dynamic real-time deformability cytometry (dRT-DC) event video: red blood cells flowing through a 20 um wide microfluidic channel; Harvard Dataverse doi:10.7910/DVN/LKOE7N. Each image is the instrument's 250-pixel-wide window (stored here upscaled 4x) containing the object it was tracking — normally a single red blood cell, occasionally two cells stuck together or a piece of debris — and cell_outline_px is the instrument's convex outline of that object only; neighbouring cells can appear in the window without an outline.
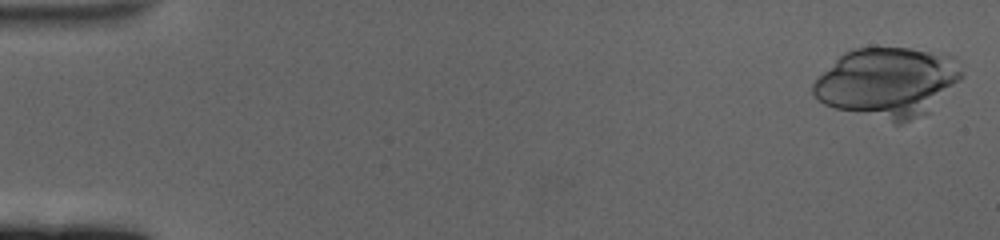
{"species": "human", "species_latin": "Homo sapiens", "temperature_condition": "cold", "stored_images_in_passage": 21, "camera_frame_rate_fps": 3000, "um_per_image_px": 0.085, "donor": {"sex": "female"}, "frame": {"image": 1, "passage_image": 2, "time_ms": 0.333, "image_size_px": [1000, 240], "cell_outline_px": [[964, 76], [928, 112], [900, 124], [896, 124], [836, 108], [824, 104], [812, 92], [812, 84], [844, 52], [852, 48], [908, 48], [952, 56], [964, 72]], "centroid_in_image_um": [75.46, 7.01], "position_along_channel_um": 9.5, "area_um2": 59.77}}